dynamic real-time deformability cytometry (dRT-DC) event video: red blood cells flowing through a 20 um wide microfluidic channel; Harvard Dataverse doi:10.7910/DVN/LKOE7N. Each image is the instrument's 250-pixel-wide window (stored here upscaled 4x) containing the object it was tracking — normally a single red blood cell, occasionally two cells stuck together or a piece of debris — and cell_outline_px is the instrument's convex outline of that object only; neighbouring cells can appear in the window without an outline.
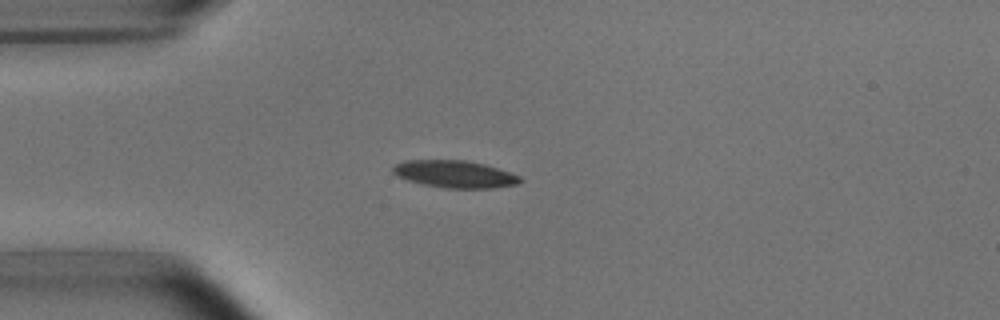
{"species": "common noctule bat (a hibernating species)", "species_latin": "Nyctalus noctula", "temperature_condition": "room temperature", "stored_images_in_passage": 3, "camera_frame_rate_fps": 3000, "um_per_image_px": 0.085, "animal": {"sex": "male", "body_mass_g": 15.6}, "frame": {"image": 1, "passage_image": 3, "time_ms": 2.333, "image_size_px": [1000, 320], "cell_outline_px": [[524, 180], [516, 184], [492, 188], [448, 188], [424, 184], [408, 180], [396, 176], [392, 172], [392, 168], [396, 164], [404, 160], [464, 160], [484, 164], [520, 176]], "centroid_in_image_um": [38.63, 14.79], "position_along_channel_um": 46.4, "area_um2": 20.0}}